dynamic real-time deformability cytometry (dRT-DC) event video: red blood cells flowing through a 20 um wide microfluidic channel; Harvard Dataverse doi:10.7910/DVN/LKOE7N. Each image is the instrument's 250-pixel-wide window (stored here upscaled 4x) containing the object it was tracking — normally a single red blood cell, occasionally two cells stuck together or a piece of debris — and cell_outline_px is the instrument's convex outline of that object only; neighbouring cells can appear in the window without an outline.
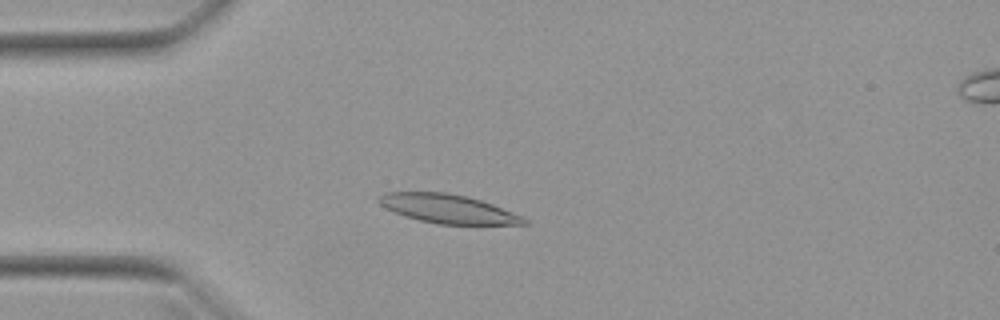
{"species": "Egyptian fruit bat (a non-hibernating species)", "species_latin": "Rousettus aegyptiacus", "temperature_condition": "warm", "stored_images_in_passage": 51, "camera_frame_rate_fps": 3000, "um_per_image_px": 0.085, "animal": {"sex": "female"}, "frame": {"image": 1, "passage_image": 13, "time_ms": 4.0, "image_size_px": [1000, 320], "cell_outline_px": [[528, 224], [440, 224], [420, 220], [404, 216], [380, 204], [376, 200], [376, 196], [388, 192], [444, 192], [464, 196], [480, 200], [492, 204], [524, 216], [528, 220]], "centroid_in_image_um": [38.08, 17.74], "position_along_channel_um": 46.9, "area_um2": 24.16}}
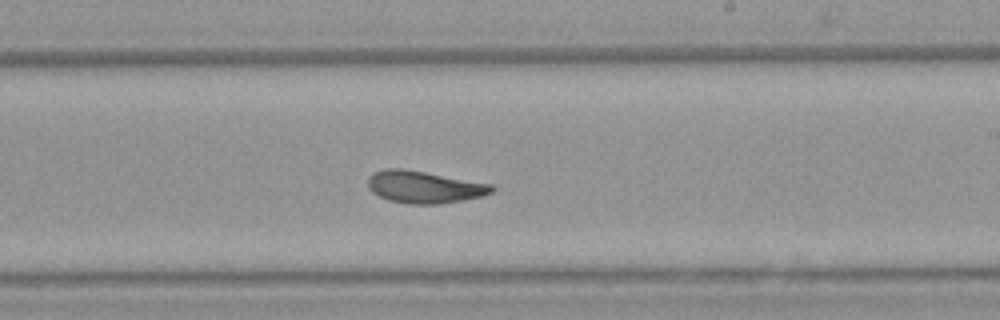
{"frame": {"image": 2, "passage_image": 30, "time_ms": 9.667, "image_size_px": [1000, 320], "cell_outline_px": [[496, 188], [492, 192], [480, 196], [464, 200], [440, 204], [408, 204], [388, 200], [372, 192], [368, 188], [368, 176], [372, 172], [384, 168], [404, 168], [492, 184]], "centroid_in_image_um": [36.02, 15.89], "position_along_channel_um": 253.0, "area_um2": 23.41}}
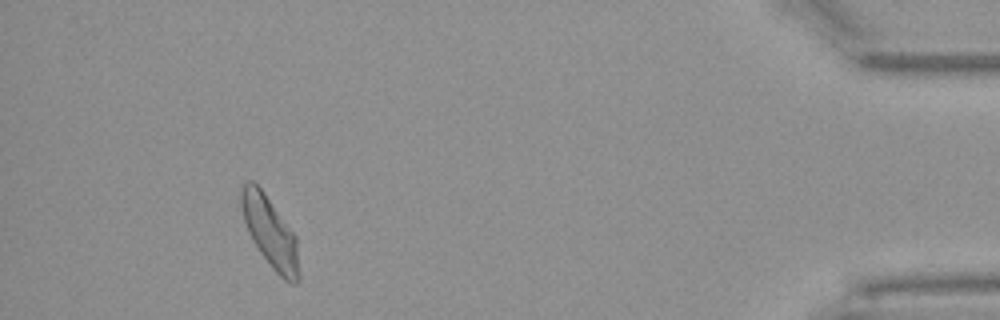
{"frame": {"image": 3, "passage_image": 47, "time_ms": 15.333, "image_size_px": [1000, 320], "cell_outline_px": [[300, 280], [296, 284], [292, 284], [284, 280], [272, 268], [260, 252], [248, 232], [240, 208], [240, 188], [248, 180], [252, 180], [264, 192], [296, 236], [300, 272]], "centroid_in_image_um": [22.96, 19.75], "position_along_channel_um": 412.2, "area_um2": 23.87}, "authors_computed_cell_mechanics": {"area_um2": 23.7558, "velocity_mm_per_s": 3.938, "shape_relaxation_time_tau1_ms": 6.666, "shape_relaxation_time_tau2_ms": 2.7512, "deformation_change_tau1": 0.1998, "deformation_change_tau2": 0.0924}}